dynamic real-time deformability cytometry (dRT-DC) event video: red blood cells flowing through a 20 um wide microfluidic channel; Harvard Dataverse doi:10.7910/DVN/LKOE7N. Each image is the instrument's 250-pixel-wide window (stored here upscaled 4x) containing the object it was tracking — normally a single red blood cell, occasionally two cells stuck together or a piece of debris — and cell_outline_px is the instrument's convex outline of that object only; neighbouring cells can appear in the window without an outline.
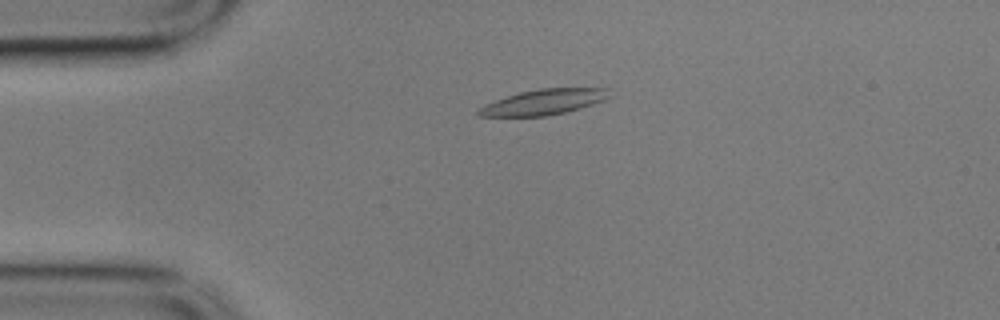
{"species": "common noctule bat (a hibernating species)", "species_latin": "Nyctalus noctula", "temperature_condition": "cold", "stored_images_in_passage": 56, "camera_frame_rate_fps": 3000, "um_per_image_px": 0.085, "animal": {"sex": "male", "body_mass_g": 17.9}, "frame": {"image": 1, "passage_image": 12, "time_ms": 3.667, "image_size_px": [1000, 320], "cell_outline_px": [[608, 96], [604, 100], [580, 108], [564, 112], [544, 116], [480, 116], [476, 112], [480, 108], [496, 100], [520, 92], [540, 88], [608, 88]], "centroid_in_image_um": [46.22, 8.67], "position_along_channel_um": 38.8, "area_um2": 18.9}}
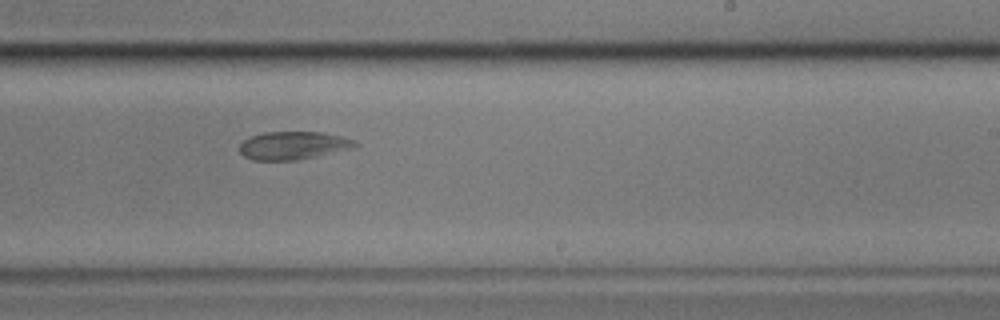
{"frame": {"image": 2, "passage_image": 34, "time_ms": 11.0, "image_size_px": [1000, 320], "cell_outline_px": [[360, 144], [356, 148], [296, 160], [252, 160], [244, 156], [240, 152], [240, 144], [244, 140], [252, 136], [264, 132], [320, 132], [344, 136], [356, 140]], "centroid_in_image_um": [24.99, 12.36], "position_along_channel_um": 264.0, "area_um2": 19.02}}
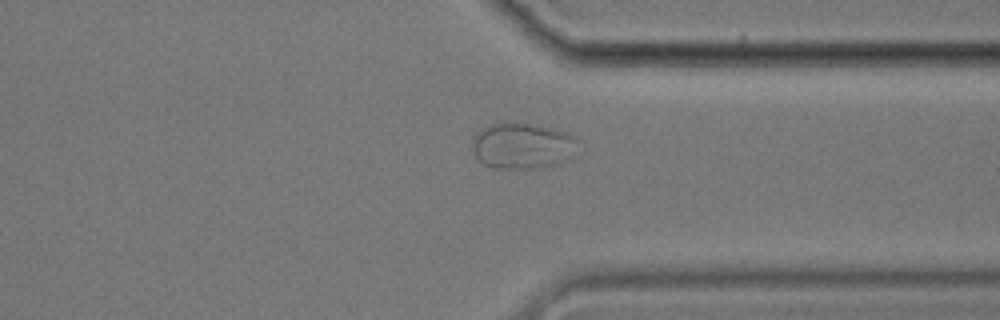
{"frame": {"image": 3, "passage_image": 43, "time_ms": 14.0, "image_size_px": [1000, 320], "cell_outline_px": [[576, 140], [556, 164], [532, 168], [492, 168], [480, 164], [476, 160], [472, 148], [472, 140], [480, 128], [492, 124], [528, 124], [552, 128], [576, 136]], "centroid_in_image_um": [44.21, 12.4], "position_along_channel_um": 367.2, "area_um2": 27.17}}